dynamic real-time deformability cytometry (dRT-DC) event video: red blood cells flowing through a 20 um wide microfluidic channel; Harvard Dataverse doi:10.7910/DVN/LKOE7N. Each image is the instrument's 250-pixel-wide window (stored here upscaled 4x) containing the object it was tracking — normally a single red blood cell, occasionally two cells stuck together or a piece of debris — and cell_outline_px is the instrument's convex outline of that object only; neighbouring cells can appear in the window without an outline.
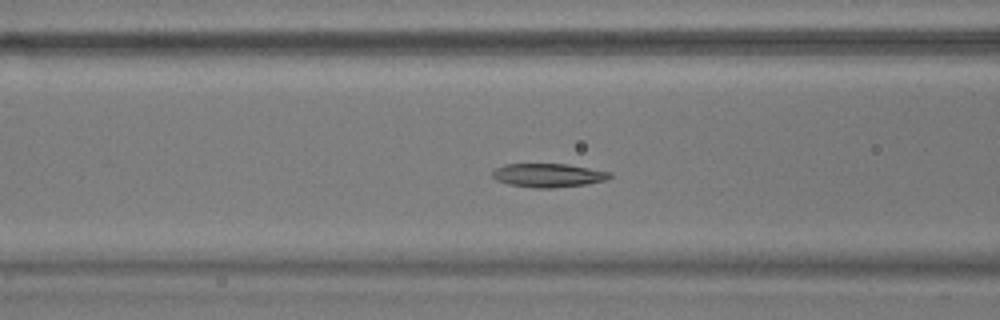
{"species": "common noctule bat (a hibernating species)", "species_latin": "Nyctalus noctula", "temperature_condition": "warm", "stored_images_in_passage": 54, "camera_frame_rate_fps": 3000, "um_per_image_px": 0.085, "animal": {"sex": "male", "body_mass_g": 17.9}, "frame": {"image": 1, "passage_image": 21, "time_ms": 6.667, "image_size_px": [1000, 320], "cell_outline_px": [[612, 176], [604, 180], [584, 184], [552, 188], [532, 188], [508, 184], [496, 180], [492, 176], [492, 172], [496, 168], [504, 164], [568, 164], [612, 172]], "centroid_in_image_um": [46.58, 14.9], "position_along_channel_um": 120.0, "area_um2": 16.18}}
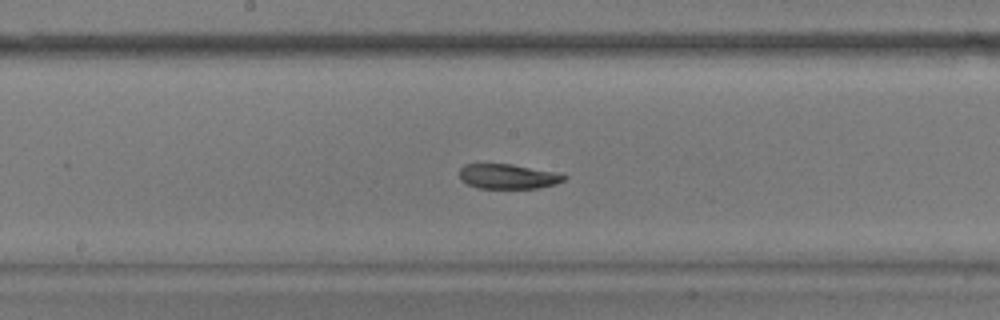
{"frame": {"image": 2, "passage_image": 28, "time_ms": 9.0, "image_size_px": [1000, 320], "cell_outline_px": [[568, 176], [564, 180], [556, 184], [536, 188], [480, 188], [468, 184], [460, 180], [460, 168], [464, 164], [512, 164], [552, 172]], "centroid_in_image_um": [43.14, 15.0], "position_along_channel_um": 205.1, "area_um2": 14.91}}
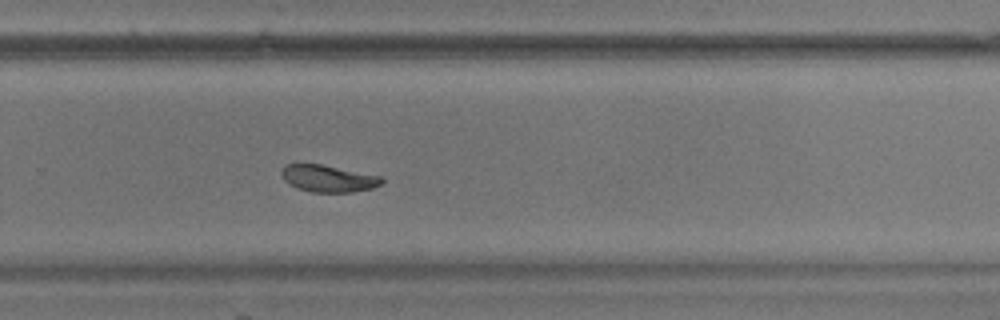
{"frame": {"image": 3, "passage_image": 36, "time_ms": 11.667, "image_size_px": [1000, 320], "cell_outline_px": [[384, 180], [380, 184], [372, 188], [352, 192], [312, 192], [296, 188], [288, 184], [284, 180], [280, 172], [288, 164], [320, 164], [380, 176]], "centroid_in_image_um": [27.87, 15.18], "position_along_channel_um": 301.9, "area_um2": 15.55}, "authors_computed_cell_mechanics": {"area_um2": 17.3978, "velocity_mm_per_s": 3.6467, "shape_relaxation_time_tau1_ms": 3.4595, "shape_relaxation_time_tau2_ms": 2.087, "deformation_change_tau1": 0.1433, "deformation_change_tau2": 0.0752}}